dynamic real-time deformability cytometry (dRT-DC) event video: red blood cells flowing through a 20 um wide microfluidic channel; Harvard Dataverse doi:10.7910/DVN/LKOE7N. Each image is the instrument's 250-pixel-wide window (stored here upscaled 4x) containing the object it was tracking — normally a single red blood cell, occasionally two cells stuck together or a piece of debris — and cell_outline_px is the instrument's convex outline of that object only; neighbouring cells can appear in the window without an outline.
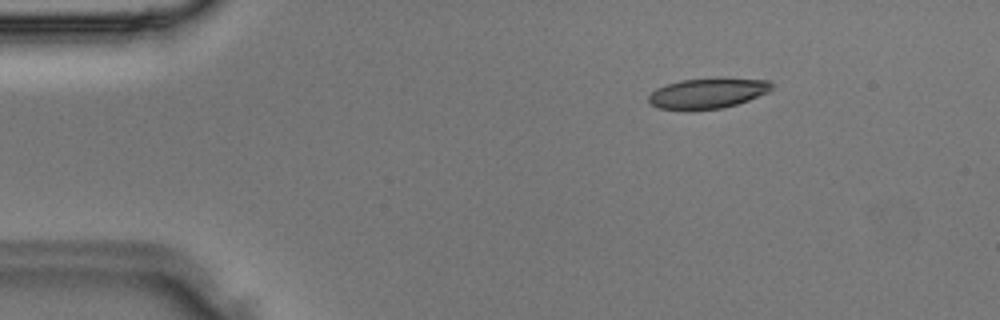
{"species": "Egyptian fruit bat (a non-hibernating species)", "species_latin": "Rousettus aegyptiacus", "temperature_condition": "room temperature", "stored_images_in_passage": 34, "camera_frame_rate_fps": 3000, "um_per_image_px": 0.085, "animal": {"sex": "male"}, "frame": {"image": 1, "passage_image": 3, "time_ms": 0.667, "image_size_px": [1000, 320], "cell_outline_px": [[772, 88], [768, 92], [748, 100], [736, 104], [720, 108], [660, 108], [652, 104], [648, 100], [648, 96], [656, 88], [680, 80], [720, 76], [772, 80]], "centroid_in_image_um": [60.23, 7.85], "position_along_channel_um": 24.8, "area_um2": 21.73}}
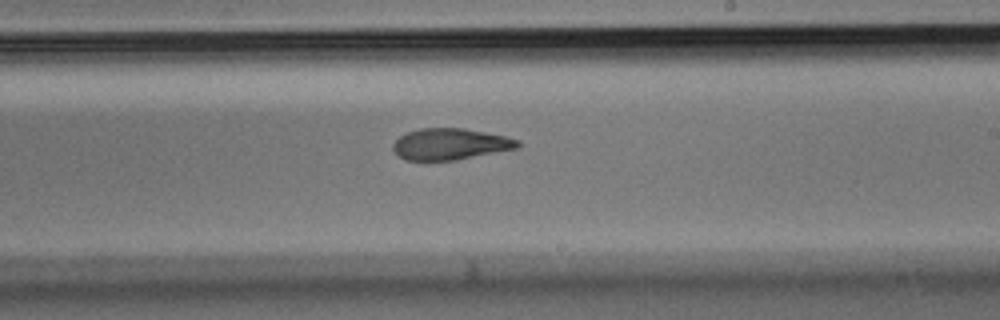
{"frame": {"image": 2, "passage_image": 19, "time_ms": 6.0, "image_size_px": [1000, 320], "cell_outline_px": [[520, 144], [516, 148], [456, 160], [404, 160], [392, 148], [392, 144], [400, 136], [408, 132], [420, 128], [464, 128], [504, 136], [520, 140]], "centroid_in_image_um": [38.25, 12.24], "position_along_channel_um": 250.8, "area_um2": 22.54}}
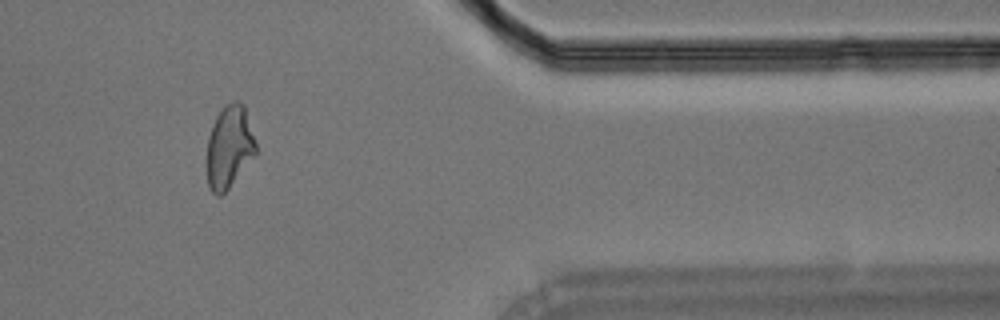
{"frame": {"image": 3, "passage_image": 28, "time_ms": 9.0, "image_size_px": [1000, 320], "cell_outline_px": [[256, 156], [228, 188], [220, 196], [216, 196], [208, 188], [204, 168], [208, 136], [212, 124], [216, 116], [224, 104], [232, 100], [240, 100], [244, 104], [256, 144]], "centroid_in_image_um": [19.44, 12.5], "position_along_channel_um": 392.0, "area_um2": 24.45}}